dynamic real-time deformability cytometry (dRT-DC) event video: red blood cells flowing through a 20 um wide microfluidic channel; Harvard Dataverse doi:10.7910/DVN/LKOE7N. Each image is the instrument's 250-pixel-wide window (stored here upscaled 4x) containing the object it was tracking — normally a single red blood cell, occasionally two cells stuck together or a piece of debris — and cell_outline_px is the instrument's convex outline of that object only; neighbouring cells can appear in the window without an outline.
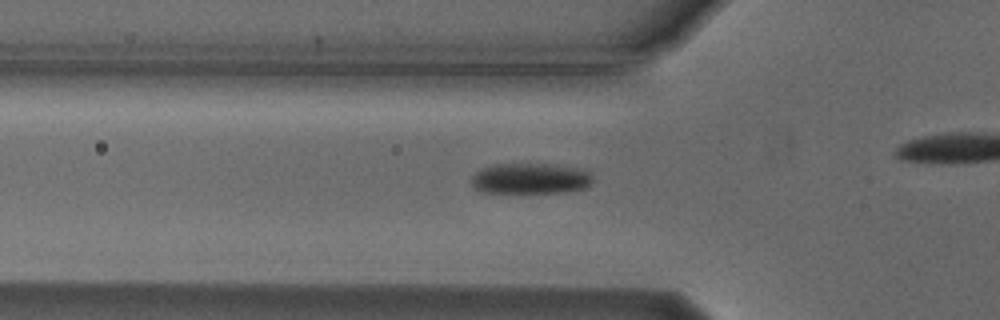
{"species": "Egyptian fruit bat (a non-hibernating species)", "species_latin": "Rousettus aegyptiacus", "temperature_condition": "cold", "stored_images_in_passage": 43, "camera_frame_rate_fps": 3000, "um_per_image_px": 0.085, "animal": {"sex": "male"}, "frame": {"image": 1, "passage_image": 18, "time_ms": 5.667, "image_size_px": [1000, 320], "cell_outline_px": [[596, 180], [592, 184], [584, 188], [568, 192], [480, 192], [472, 184], [472, 176], [476, 172], [484, 168], [496, 164], [556, 164], [576, 168], [588, 172]], "centroid_in_image_um": [45.14, 15.17], "position_along_channel_um": 80.7, "area_um2": 21.68}}
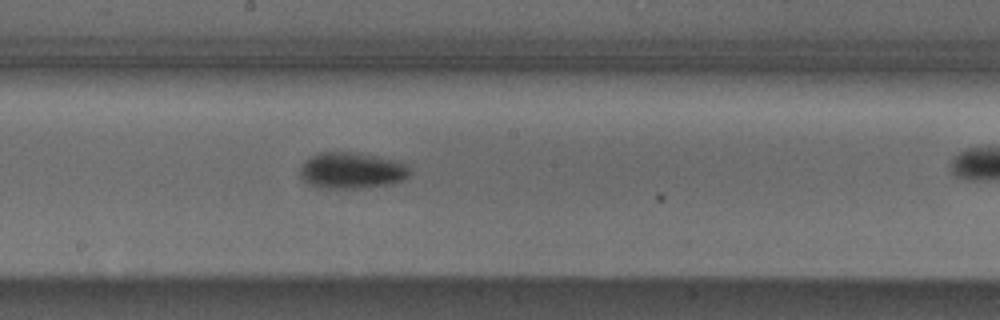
{"frame": {"image": 2, "passage_image": 29, "time_ms": 9.333, "image_size_px": [1000, 320], "cell_outline_px": [[412, 172], [404, 180], [392, 184], [360, 188], [328, 188], [308, 184], [300, 176], [300, 164], [312, 156], [320, 152], [352, 152], [396, 160], [408, 164]], "centroid_in_image_um": [29.93, 14.49], "position_along_channel_um": 218.3, "area_um2": 23.29}}
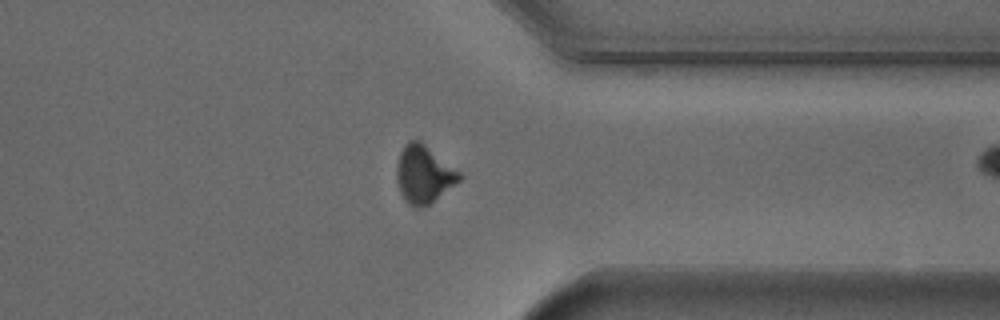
{"frame": {"image": 3, "passage_image": 42, "time_ms": 13.667, "image_size_px": [1000, 320], "cell_outline_px": [[464, 176], [460, 180], [424, 208], [416, 208], [408, 204], [404, 200], [400, 192], [396, 180], [396, 164], [400, 152], [404, 144], [408, 140], [420, 140], [460, 172]], "centroid_in_image_um": [35.99, 14.82], "position_along_channel_um": 375.4, "area_um2": 21.21}}